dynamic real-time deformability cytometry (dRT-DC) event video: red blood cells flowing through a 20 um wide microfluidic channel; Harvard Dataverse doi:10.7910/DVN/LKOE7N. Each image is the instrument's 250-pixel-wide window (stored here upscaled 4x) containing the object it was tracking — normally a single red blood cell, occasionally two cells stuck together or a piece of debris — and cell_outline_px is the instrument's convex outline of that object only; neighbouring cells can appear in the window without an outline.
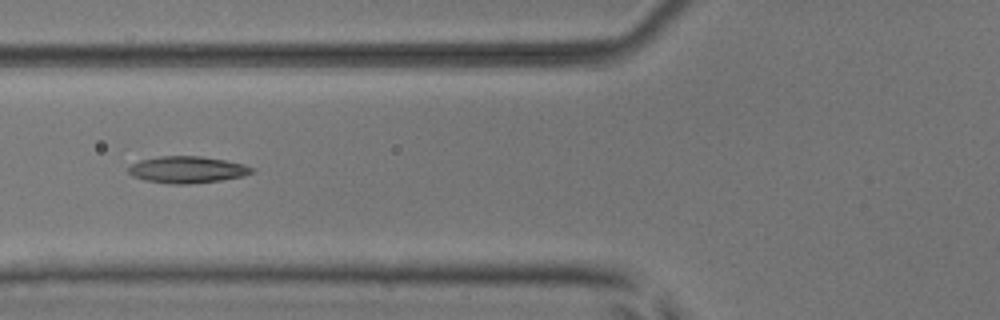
{"species": "common noctule bat (a hibernating species)", "species_latin": "Nyctalus noctula", "temperature_condition": "room temperature", "stored_images_in_passage": 7, "camera_frame_rate_fps": 3000, "um_per_image_px": 0.085, "animal": {"sex": "male", "body_mass_g": 17.9, "forearm_length_mm": 54.2}, "frame": {"image": 1, "passage_image": 6, "time_ms": 1.667, "image_size_px": [1000, 320], "cell_outline_px": [[256, 172], [244, 176], [220, 180], [188, 184], [172, 184], [144, 180], [132, 176], [128, 172], [128, 168], [132, 164], [140, 160], [160, 156], [200, 156], [224, 160], [244, 164], [256, 168]], "centroid_in_image_um": [15.94, 14.42], "position_along_channel_um": 109.9, "area_um2": 19.31}}
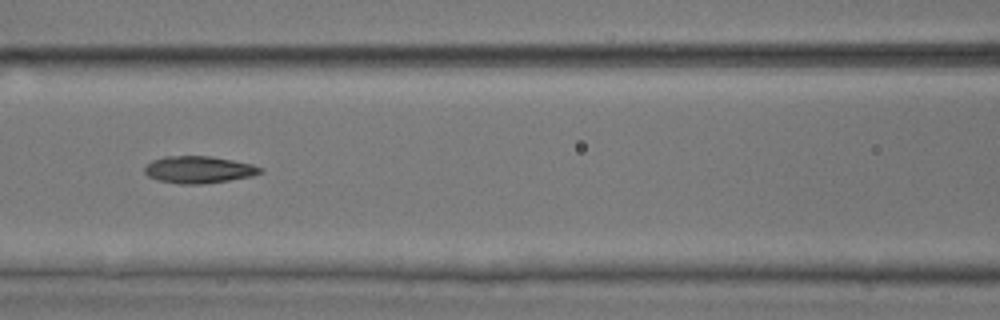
{"frame": {"image": 2, "passage_image": 7, "time_ms": 2.0, "image_size_px": [1000, 320], "cell_outline_px": [[264, 172], [252, 176], [204, 184], [180, 184], [156, 180], [148, 176], [144, 172], [144, 168], [152, 160], [164, 156], [212, 156], [252, 164], [264, 168]], "centroid_in_image_um": [16.9, 14.42], "position_along_channel_um": 149.7, "area_um2": 18.38}}